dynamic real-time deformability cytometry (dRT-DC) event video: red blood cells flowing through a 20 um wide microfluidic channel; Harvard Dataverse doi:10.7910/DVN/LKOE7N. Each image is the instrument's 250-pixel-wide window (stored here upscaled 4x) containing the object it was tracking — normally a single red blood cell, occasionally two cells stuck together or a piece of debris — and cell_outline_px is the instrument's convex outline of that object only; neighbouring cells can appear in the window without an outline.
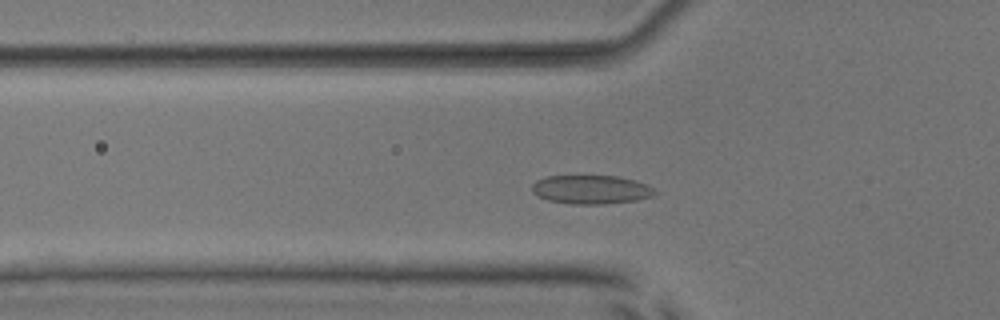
{"species": "common noctule bat (a hibernating species)", "species_latin": "Nyctalus noctula", "temperature_condition": "room temperature", "stored_images_in_passage": 27, "camera_frame_rate_fps": 3000, "um_per_image_px": 0.085, "animal": {"sex": "male", "body_mass_g": 17.9, "forearm_length_mm": 54.2}, "frame": {"image": 1, "passage_image": 13, "time_ms": 4.0, "image_size_px": [1000, 320], "cell_outline_px": [[656, 192], [652, 196], [636, 200], [604, 204], [572, 204], [548, 200], [536, 196], [532, 192], [532, 184], [536, 180], [548, 176], [616, 176], [632, 180], [644, 184], [652, 188]], "centroid_in_image_um": [50.17, 16.12], "position_along_channel_um": 75.6, "area_um2": 20.4}}
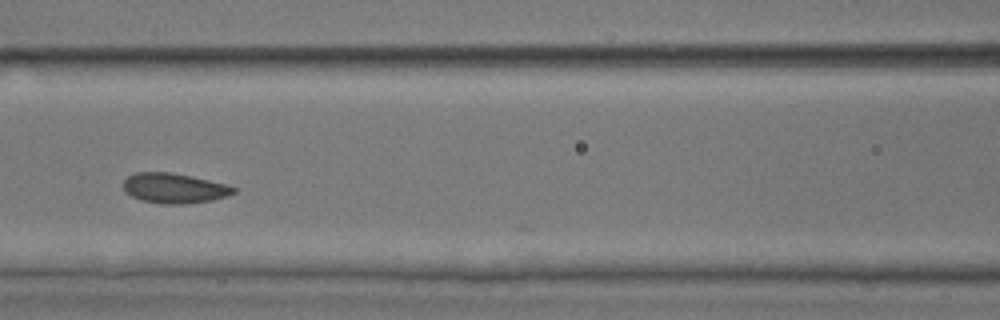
{"frame": {"image": 2, "passage_image": 19, "time_ms": 6.0, "image_size_px": [1000, 320], "cell_outline_px": [[236, 192], [228, 196], [212, 200], [184, 204], [160, 204], [140, 200], [124, 192], [124, 180], [128, 176], [136, 172], [168, 172], [192, 176], [224, 184], [236, 188]], "centroid_in_image_um": [14.79, 16.0], "position_along_channel_um": 151.8, "area_um2": 19.31}}
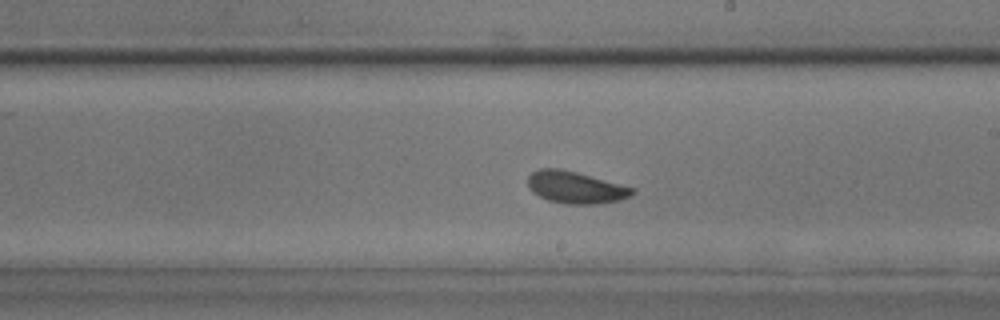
{"frame": {"image": 3, "passage_image": 26, "time_ms": 8.333, "image_size_px": [1000, 320], "cell_outline_px": [[636, 192], [632, 196], [620, 200], [600, 204], [568, 204], [548, 200], [532, 192], [528, 184], [528, 176], [532, 172], [540, 168], [560, 168], [576, 172], [636, 188]], "centroid_in_image_um": [48.96, 15.93], "position_along_channel_um": 240.0, "area_um2": 19.59}}